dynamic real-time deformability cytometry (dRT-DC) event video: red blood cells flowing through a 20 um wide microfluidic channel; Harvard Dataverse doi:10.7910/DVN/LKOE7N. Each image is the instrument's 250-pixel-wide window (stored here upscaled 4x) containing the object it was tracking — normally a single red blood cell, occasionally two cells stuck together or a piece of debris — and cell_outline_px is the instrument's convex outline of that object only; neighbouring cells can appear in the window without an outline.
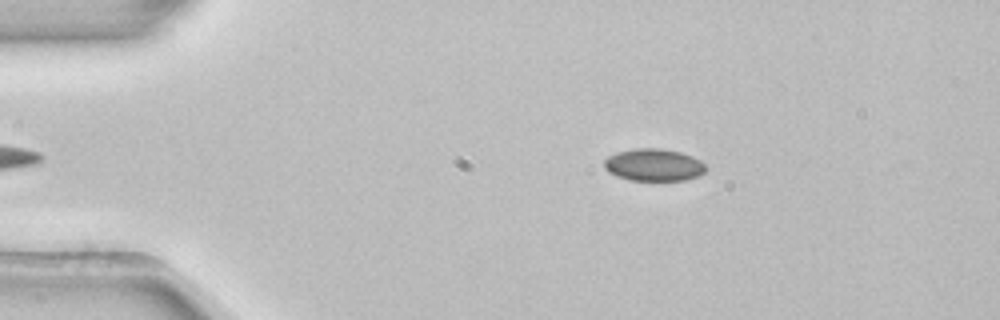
{"species": "common noctule bat (a hibernating species)", "species_latin": "Nyctalus noctula", "temperature_condition": "room temperature", "stored_images_in_passage": 39, "camera_frame_rate_fps": 3000, "um_per_image_px": 0.085, "animal": {"sex": "female", "body_mass_g": 22.7, "forearm_length_mm": 54.2}, "frame": {"image": 1, "passage_image": 4, "time_ms": 1.0, "image_size_px": [1000, 320], "cell_outline_px": [[708, 168], [700, 176], [684, 180], [628, 180], [616, 176], [608, 172], [604, 168], [604, 160], [608, 156], [616, 152], [636, 148], [660, 148], [680, 152], [692, 156], [700, 160]], "centroid_in_image_um": [55.56, 14.02], "position_along_channel_um": 29.4, "area_um2": 19.31}}
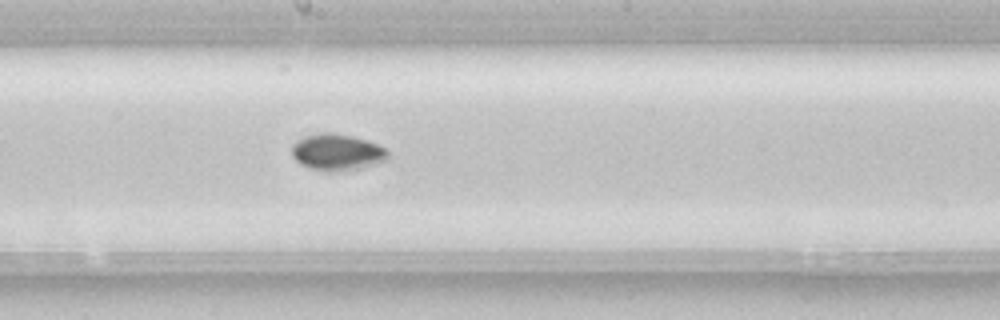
{"frame": {"image": 2, "passage_image": 23, "time_ms": 7.333, "image_size_px": [1000, 320], "cell_outline_px": [[388, 156], [384, 160], [360, 168], [336, 172], [328, 172], [308, 168], [300, 164], [292, 156], [292, 144], [296, 140], [304, 136], [320, 132], [332, 132], [352, 136], [376, 144], [384, 148], [388, 152]], "centroid_in_image_um": [28.57, 12.93], "position_along_channel_um": 219.6, "area_um2": 20.4}}
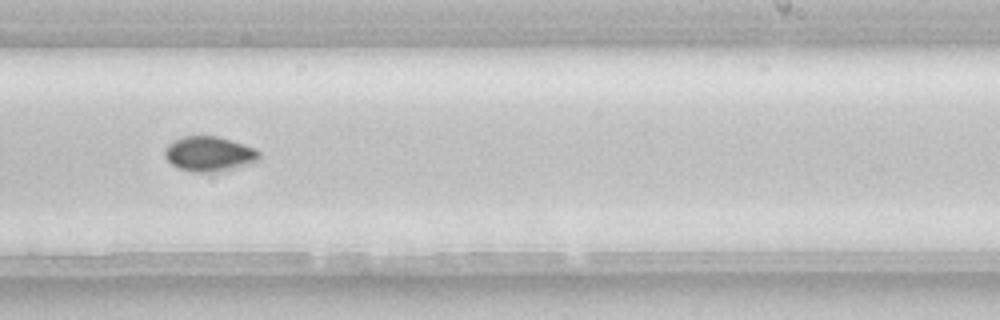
{"frame": {"image": 3, "passage_image": 27, "time_ms": 8.667, "image_size_px": [1000, 320], "cell_outline_px": [[260, 160], [224, 172], [192, 172], [176, 168], [164, 156], [164, 148], [172, 140], [184, 136], [216, 136], [244, 144], [256, 148], [260, 152]], "centroid_in_image_um": [17.78, 13.09], "position_along_channel_um": 271.2, "area_um2": 19.59}, "authors_computed_cell_mechanics": {"area_um2": 19.5942, "velocity_mm_per_s": 3.9049, "shape_relaxation_time_tau1_ms": 3.5511, "shape_relaxation_time_tau2_ms": null, "deformation_change_tau1": 0.0484, "deformation_change_tau2": null}}